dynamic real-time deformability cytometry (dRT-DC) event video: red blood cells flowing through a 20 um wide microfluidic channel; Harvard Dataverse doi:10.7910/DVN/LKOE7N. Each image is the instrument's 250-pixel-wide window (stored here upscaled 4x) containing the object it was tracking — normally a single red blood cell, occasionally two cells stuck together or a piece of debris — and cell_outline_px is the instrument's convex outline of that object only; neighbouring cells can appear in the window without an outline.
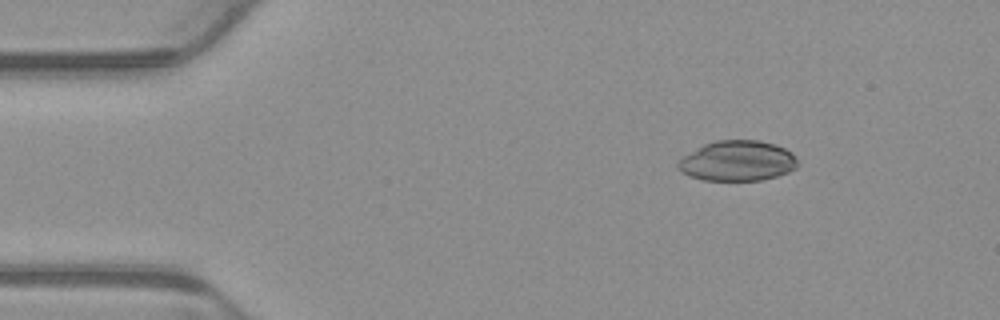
{"species": "common noctule bat (a hibernating species)", "species_latin": "Nyctalus noctula", "temperature_condition": "warm", "stored_images_in_passage": 5, "camera_frame_rate_fps": 3000, "um_per_image_px": 0.085, "animal": {"sex": "male", "body_mass_g": 23.1, "forearm_length_mm": 52.7}, "frame": {"image": 1, "passage_image": 2, "time_ms": 0.333, "image_size_px": [1000, 320], "cell_outline_px": [[796, 168], [788, 172], [776, 176], [760, 180], [704, 180], [692, 176], [684, 172], [676, 164], [684, 156], [704, 144], [716, 140], [760, 140], [776, 144], [792, 152], [796, 156]], "centroid_in_image_um": [62.73, 13.66], "position_along_channel_um": 22.3, "area_um2": 27.8}}
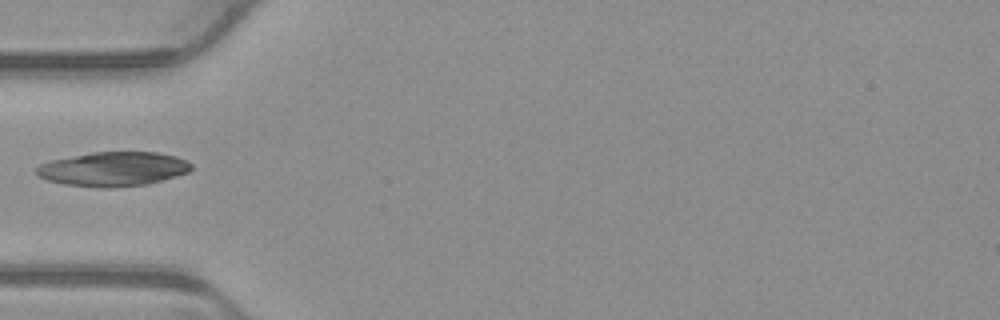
{"frame": {"image": 2, "passage_image": 4, "time_ms": 1.0, "image_size_px": [1000, 320], "cell_outline_px": [[192, 168], [188, 172], [176, 176], [148, 184], [108, 188], [100, 188], [64, 184], [48, 180], [40, 176], [36, 172], [36, 168], [40, 164], [52, 160], [92, 152], [156, 152], [176, 156], [192, 164]], "centroid_in_image_um": [9.64, 14.37], "position_along_channel_um": 75.4, "area_um2": 30.81}}
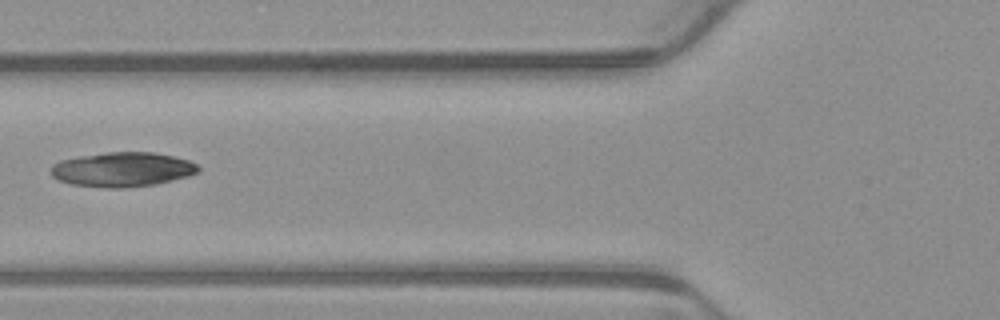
{"frame": {"image": 3, "passage_image": 5, "time_ms": 1.333, "image_size_px": [1000, 320], "cell_outline_px": [[200, 172], [188, 176], [156, 184], [124, 188], [108, 188], [72, 184], [60, 180], [52, 176], [52, 164], [60, 160], [80, 156], [108, 152], [152, 152], [172, 156], [188, 160], [196, 164], [200, 168]], "centroid_in_image_um": [10.42, 14.4], "position_along_channel_um": 115.4, "area_um2": 29.54}}